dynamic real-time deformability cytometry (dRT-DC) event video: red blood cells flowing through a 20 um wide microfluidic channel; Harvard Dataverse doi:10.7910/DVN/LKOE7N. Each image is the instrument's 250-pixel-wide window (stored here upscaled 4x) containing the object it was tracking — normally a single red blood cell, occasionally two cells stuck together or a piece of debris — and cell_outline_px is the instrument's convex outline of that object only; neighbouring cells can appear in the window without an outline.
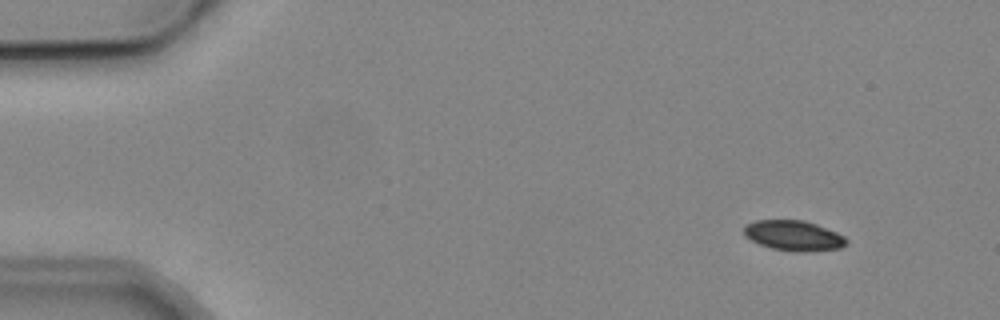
{"species": "common noctule bat (a hibernating species)", "species_latin": "Nyctalus noctula", "temperature_condition": "cold", "stored_images_in_passage": 9, "camera_frame_rate_fps": 3000, "um_per_image_px": 0.085, "animal": {"sex": "male", "body_mass_g": 19.2, "forearm_length_mm": 51.8}, "frame": {"image": 1, "passage_image": 1, "time_ms": 0.0, "image_size_px": [1000, 320], "cell_outline_px": [[848, 244], [840, 248], [804, 252], [800, 252], [772, 248], [760, 244], [744, 236], [744, 224], [756, 220], [804, 220], [816, 224], [836, 232], [844, 236], [848, 240]], "centroid_in_image_um": [67.46, 20.02], "position_along_channel_um": 17.5, "area_um2": 18.03}}
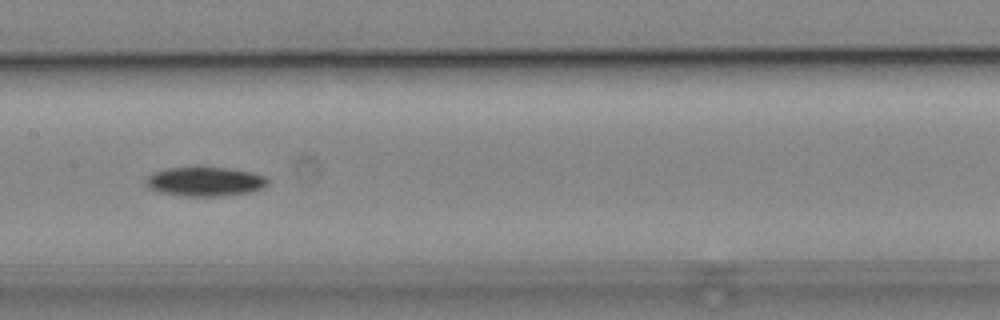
{"frame": {"image": 2, "passage_image": 7, "time_ms": 7.333, "image_size_px": [1000, 320], "cell_outline_px": [[272, 180], [264, 188], [252, 192], [224, 196], [184, 196], [160, 192], [144, 184], [144, 180], [152, 172], [168, 168], [224, 168], [252, 172], [264, 176]], "centroid_in_image_um": [17.47, 15.44], "position_along_channel_um": 189.9, "area_um2": 20.81}}
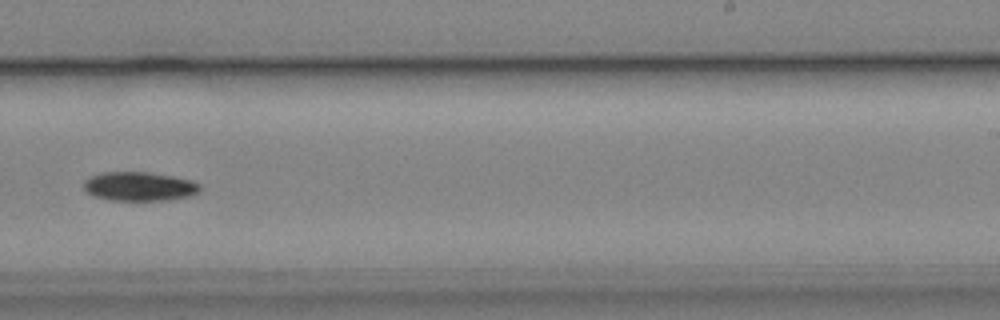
{"frame": {"image": 3, "passage_image": 9, "time_ms": 9.667, "image_size_px": [1000, 320], "cell_outline_px": [[200, 192], [192, 196], [168, 200], [108, 200], [92, 196], [84, 188], [84, 180], [88, 176], [104, 172], [148, 172], [172, 176], [192, 180], [200, 184]], "centroid_in_image_um": [11.85, 15.85], "position_along_channel_um": 277.2, "area_um2": 19.88}}